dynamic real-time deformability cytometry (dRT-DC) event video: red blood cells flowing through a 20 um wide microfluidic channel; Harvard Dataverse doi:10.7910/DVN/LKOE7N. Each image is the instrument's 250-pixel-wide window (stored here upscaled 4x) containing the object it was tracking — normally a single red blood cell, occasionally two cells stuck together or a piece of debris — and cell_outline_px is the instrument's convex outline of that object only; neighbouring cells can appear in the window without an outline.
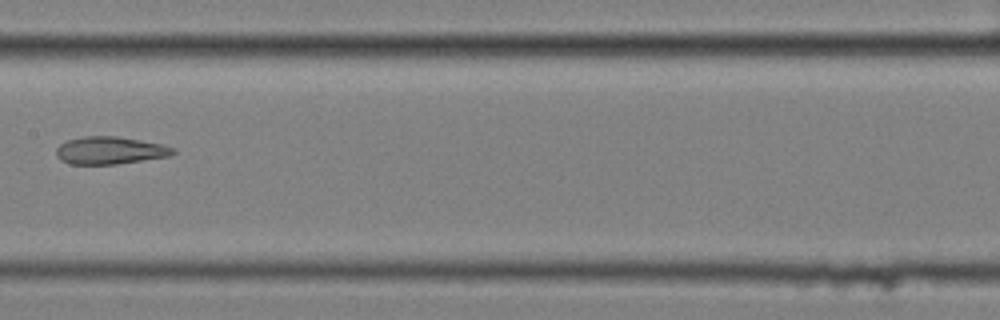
{"species": "common noctule bat (a hibernating species)", "species_latin": "Nyctalus noctula", "temperature_condition": "cold", "stored_images_in_passage": 14, "camera_frame_rate_fps": 3000, "um_per_image_px": 0.085, "animal": {"sex": "female", "body_mass_g": 25.1}, "frame": {"image": 1, "passage_image": 7, "time_ms": 2.0, "image_size_px": [1000, 320], "cell_outline_px": [[176, 152], [168, 156], [116, 164], [68, 164], [60, 160], [56, 156], [56, 148], [60, 144], [68, 140], [84, 136], [116, 136], [160, 144], [176, 148]], "centroid_in_image_um": [9.3, 12.79], "position_along_channel_um": 198.1, "area_um2": 18.61}}
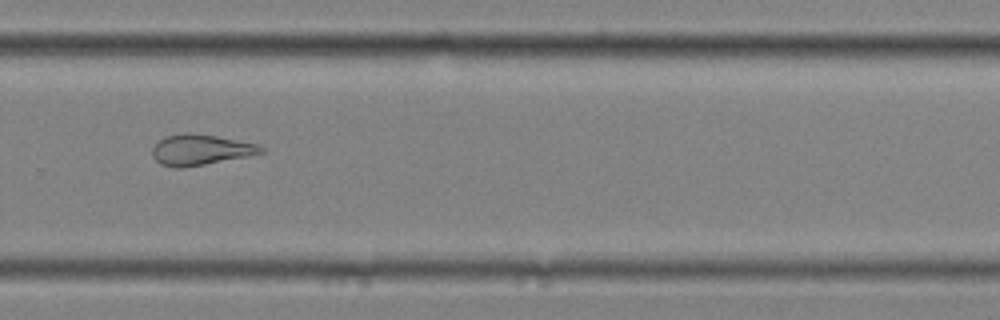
{"frame": {"image": 2, "passage_image": 10, "time_ms": 3.0, "image_size_px": [1000, 320], "cell_outline_px": [[264, 152], [248, 156], [204, 164], [180, 168], [176, 168], [160, 164], [152, 156], [152, 148], [164, 136], [184, 132], [188, 132], [216, 136], [256, 144], [264, 148]], "centroid_in_image_um": [17.0, 12.72], "position_along_channel_um": 312.8, "area_um2": 19.25}}
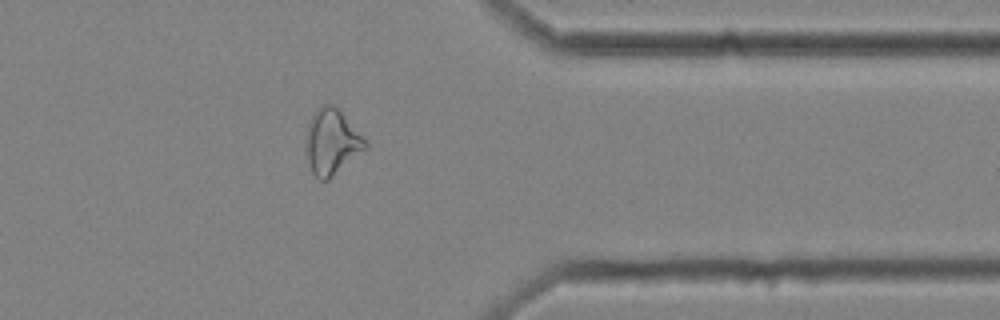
{"frame": {"image": 3, "passage_image": 12, "time_ms": 3.667, "image_size_px": [1000, 320], "cell_outline_px": [[368, 148], [328, 180], [320, 180], [312, 172], [308, 160], [308, 124], [316, 108], [324, 104], [332, 104], [340, 108], [368, 140]], "centroid_in_image_um": [28.28, 12.02], "position_along_channel_um": 383.1, "area_um2": 22.72}}